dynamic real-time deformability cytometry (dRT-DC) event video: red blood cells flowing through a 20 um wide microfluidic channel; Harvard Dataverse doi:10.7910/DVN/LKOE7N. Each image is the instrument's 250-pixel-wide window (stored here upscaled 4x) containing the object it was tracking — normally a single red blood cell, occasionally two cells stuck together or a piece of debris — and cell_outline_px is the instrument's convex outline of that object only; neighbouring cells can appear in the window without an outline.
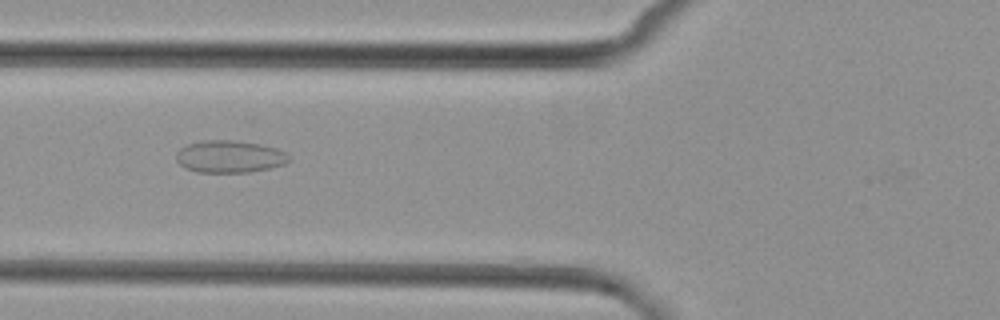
{"species": "common noctule bat (a hibernating species)", "species_latin": "Nyctalus noctula", "temperature_condition": "cold", "stored_images_in_passage": 4, "camera_frame_rate_fps": 3000, "um_per_image_px": 0.085, "animal": {"sex": "female", "body_mass_g": 29.2, "forearm_length_mm": 56.3}, "frame": {"image": 1, "passage_image": 2, "time_ms": 1.0, "image_size_px": [1000, 320], "cell_outline_px": [[288, 160], [284, 164], [272, 168], [248, 172], [196, 172], [184, 168], [176, 160], [176, 152], [180, 148], [188, 144], [204, 140], [236, 140], [260, 144], [276, 148], [284, 152], [288, 156]], "centroid_in_image_um": [19.48, 13.31], "position_along_channel_um": 106.3, "area_um2": 21.21}}
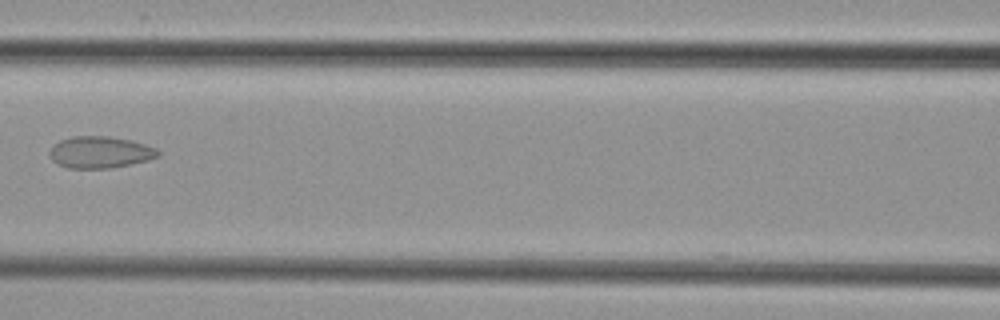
{"frame": {"image": 2, "passage_image": 3, "time_ms": 2.333, "image_size_px": [1000, 320], "cell_outline_px": [[160, 156], [148, 160], [112, 168], [68, 168], [56, 164], [48, 156], [48, 152], [60, 140], [72, 136], [108, 136], [132, 140], [156, 148], [160, 152]], "centroid_in_image_um": [8.5, 12.94], "position_along_channel_um": 158.1, "area_um2": 20.17}}
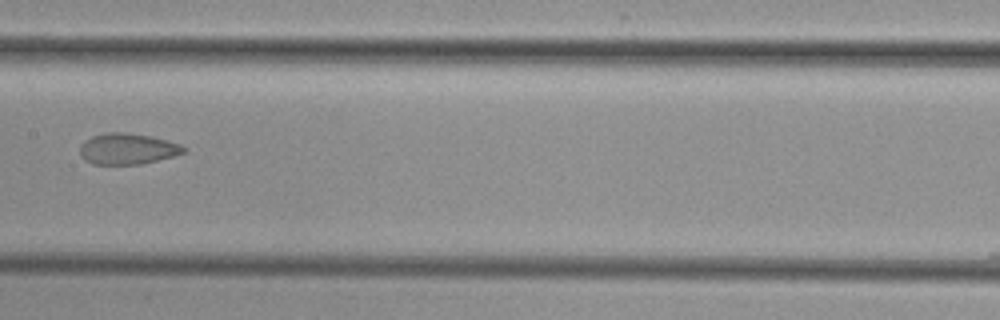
{"frame": {"image": 3, "passage_image": 4, "time_ms": 3.333, "image_size_px": [1000, 320], "cell_outline_px": [[188, 148], [184, 152], [172, 156], [140, 164], [92, 164], [80, 156], [80, 144], [84, 140], [92, 136], [104, 132], [124, 132], [152, 136], [168, 140], [180, 144]], "centroid_in_image_um": [10.81, 12.63], "position_along_channel_um": 196.6, "area_um2": 18.84}}